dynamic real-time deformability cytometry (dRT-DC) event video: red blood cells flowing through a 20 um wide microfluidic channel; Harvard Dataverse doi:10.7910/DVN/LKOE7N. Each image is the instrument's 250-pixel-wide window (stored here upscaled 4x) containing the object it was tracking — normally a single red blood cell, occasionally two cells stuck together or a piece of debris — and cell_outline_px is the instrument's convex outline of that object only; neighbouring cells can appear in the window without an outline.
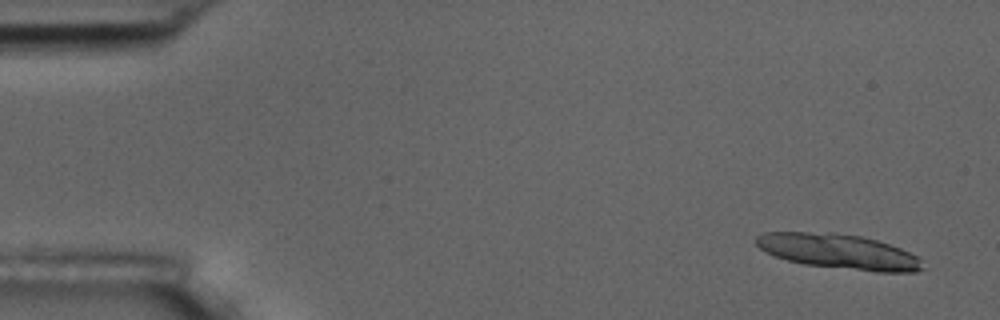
{"species": "common noctule bat (a hibernating species)", "species_latin": "Nyctalus noctula", "temperature_condition": "room temperature", "stored_images_in_passage": 5, "camera_frame_rate_fps": 3000, "um_per_image_px": 0.085, "animal": {"sex": "male", "body_mass_g": 17.5, "forearm_length_mm": 52.3}, "frame": {"image": 1, "passage_image": 1, "time_ms": 0.0, "image_size_px": [1000, 320], "cell_outline_px": [[924, 268], [916, 272], [876, 272], [804, 264], [788, 260], [776, 256], [760, 248], [756, 244], [756, 236], [764, 232], [832, 232], [860, 236], [876, 240], [900, 248], [916, 256], [920, 260]], "centroid_in_image_um": [71.29, 21.38], "position_along_channel_um": 13.7, "area_um2": 33.64}}
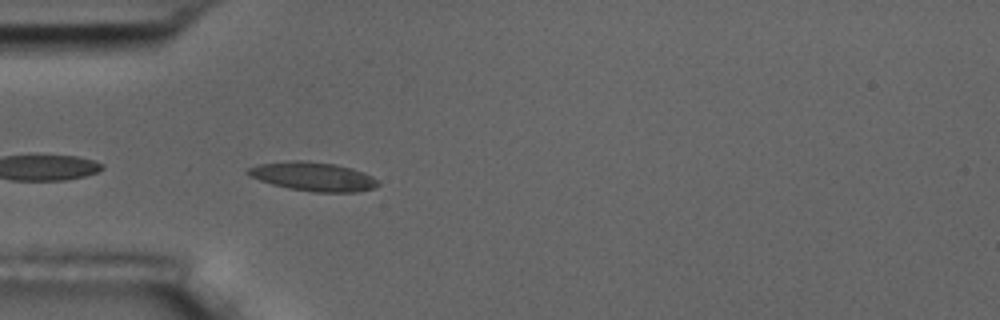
{"frame": {"image": 2, "passage_image": 5, "time_ms": 4.667, "image_size_px": [1000, 320], "cell_outline_px": [[380, 184], [376, 188], [356, 192], [312, 192], [288, 188], [272, 184], [248, 176], [244, 172], [248, 168], [260, 164], [292, 160], [308, 160], [336, 164], [352, 168], [364, 172], [380, 180]], "centroid_in_image_um": [26.65, 15.0], "position_along_channel_um": 58.4, "area_um2": 22.25}}